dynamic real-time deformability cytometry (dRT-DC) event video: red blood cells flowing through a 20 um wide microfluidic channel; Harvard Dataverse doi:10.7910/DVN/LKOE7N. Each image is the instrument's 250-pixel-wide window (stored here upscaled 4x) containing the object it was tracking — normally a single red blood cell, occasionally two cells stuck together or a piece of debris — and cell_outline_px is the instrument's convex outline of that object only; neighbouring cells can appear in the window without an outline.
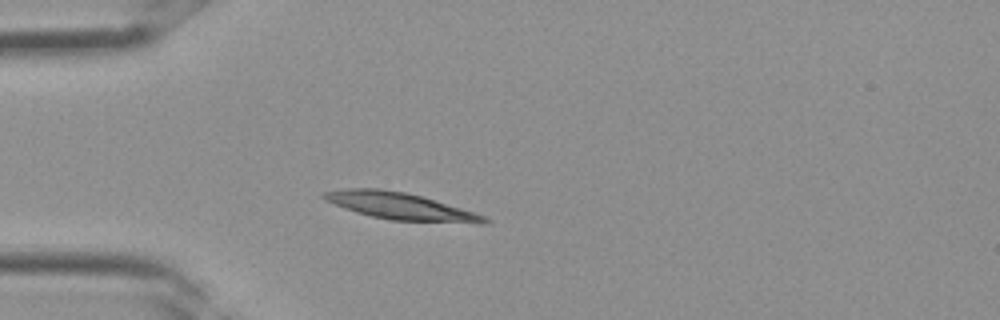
{"species": "Egyptian fruit bat (a non-hibernating species)", "species_latin": "Rousettus aegyptiacus", "temperature_condition": "room temperature", "stored_images_in_passage": 26, "camera_frame_rate_fps": 3000, "um_per_image_px": 0.085, "frame": {"image": 1, "passage_image": 1, "time_ms": 0.0, "image_size_px": [1000, 320], "cell_outline_px": [[492, 220], [488, 224], [476, 224], [392, 220], [372, 216], [356, 212], [344, 208], [320, 196], [324, 192], [344, 188], [380, 188], [404, 192], [420, 196], [460, 208], [484, 216]], "centroid_in_image_um": [34.07, 17.54], "position_along_channel_um": 50.9, "area_um2": 24.97}}
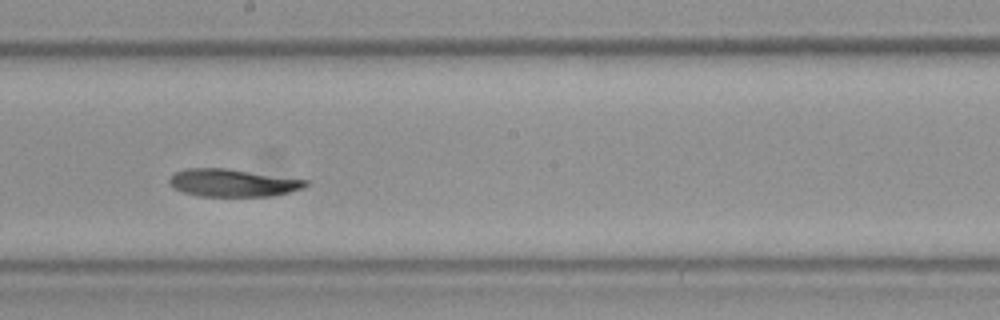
{"frame": {"image": 2, "passage_image": 11, "time_ms": 3.333, "image_size_px": [1000, 320], "cell_outline_px": [[308, 184], [304, 188], [288, 192], [268, 196], [200, 196], [184, 192], [172, 188], [168, 184], [168, 176], [184, 168], [228, 168], [308, 180]], "centroid_in_image_um": [19.73, 15.53], "position_along_channel_um": 228.5, "area_um2": 22.08}}
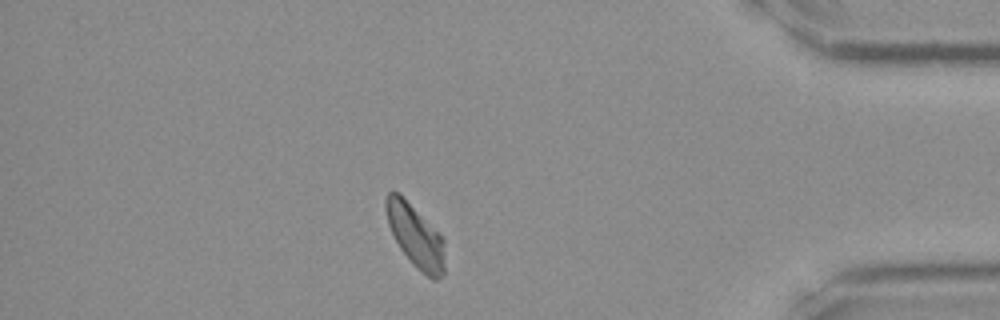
{"frame": {"image": 3, "passage_image": 22, "time_ms": 7.0, "image_size_px": [1000, 320], "cell_outline_px": [[444, 272], [436, 280], [432, 280], [420, 272], [412, 264], [400, 248], [388, 224], [384, 208], [384, 200], [388, 192], [400, 192], [444, 236]], "centroid_in_image_um": [35.32, 20.02], "position_along_channel_um": 399.9, "area_um2": 22.02}}